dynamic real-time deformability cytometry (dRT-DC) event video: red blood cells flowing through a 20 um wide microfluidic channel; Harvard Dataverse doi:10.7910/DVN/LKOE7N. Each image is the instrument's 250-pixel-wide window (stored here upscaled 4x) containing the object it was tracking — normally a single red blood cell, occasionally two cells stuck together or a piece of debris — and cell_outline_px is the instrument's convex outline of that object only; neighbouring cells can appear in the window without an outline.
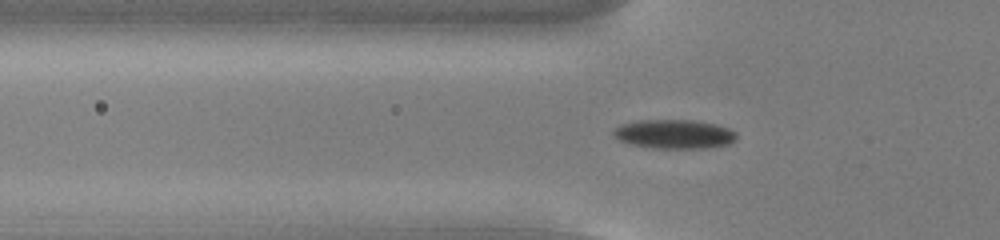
{"species": "common noctule bat (a hibernating species)", "species_latin": "Nyctalus noctula", "temperature_condition": "cold", "stored_images_in_passage": 55, "camera_frame_rate_fps": 3000, "um_per_image_px": 0.085, "animal": {"sex": "male", "body_mass_g": 13.0, "forearm_length_mm": 53.1}, "frame": {"image": 1, "passage_image": 19, "time_ms": 6.0, "image_size_px": [1000, 240], "cell_outline_px": [[736, 140], [728, 144], [704, 148], [652, 148], [628, 144], [620, 140], [612, 132], [620, 124], [636, 120], [692, 120], [716, 124], [728, 128], [736, 132]], "centroid_in_image_um": [57.3, 11.39], "position_along_channel_um": 68.5, "area_um2": 20.87}}
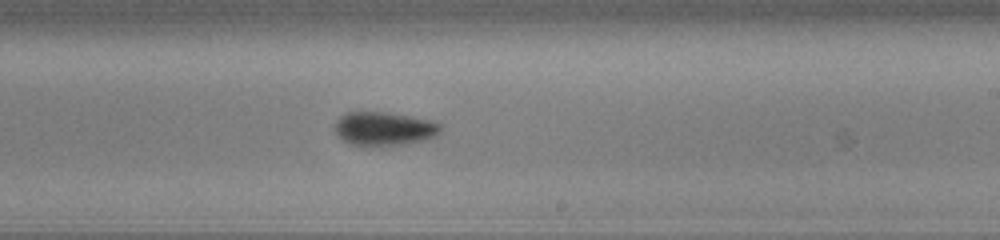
{"frame": {"image": 2, "passage_image": 34, "time_ms": 11.0, "image_size_px": [1000, 240], "cell_outline_px": [[440, 132], [436, 136], [424, 140], [400, 144], [372, 148], [348, 144], [336, 132], [336, 120], [340, 116], [348, 112], [388, 112], [412, 116], [432, 120], [440, 124]], "centroid_in_image_um": [32.65, 10.95], "position_along_channel_um": 256.4, "area_um2": 21.04}}
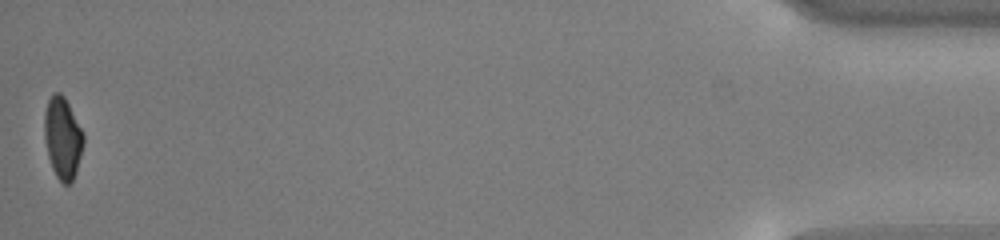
{"frame": {"image": 3, "passage_image": 55, "time_ms": 18.0, "image_size_px": [1000, 240], "cell_outline_px": [[84, 144], [76, 172], [72, 180], [68, 184], [64, 184], [56, 176], [52, 168], [48, 156], [44, 136], [44, 112], [48, 100], [52, 92], [60, 92], [64, 96], [84, 132]], "centroid_in_image_um": [5.32, 11.69], "position_along_channel_um": 429.9, "area_um2": 18.73}, "authors_computed_cell_mechanics": {"area_um2": 19.8254, "velocity_mm_per_s": 3.786, "shape_relaxation_time_tau1_ms": 3.1207, "shape_relaxation_time_tau2_ms": null, "deformation_change_tau1": 0.1083, "deformation_change_tau2": null}}